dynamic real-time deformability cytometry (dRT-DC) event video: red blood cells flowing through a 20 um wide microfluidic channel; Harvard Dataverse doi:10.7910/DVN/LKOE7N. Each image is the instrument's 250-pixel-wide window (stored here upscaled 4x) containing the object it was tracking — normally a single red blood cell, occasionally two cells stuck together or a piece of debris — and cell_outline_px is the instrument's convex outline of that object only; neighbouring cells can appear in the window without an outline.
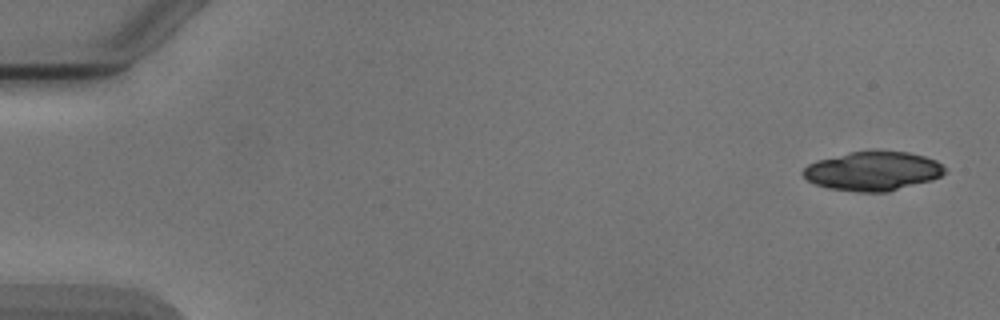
{"species": "Egyptian fruit bat (a non-hibernating species)", "species_latin": "Rousettus aegyptiacus", "temperature_condition": "cold", "stored_images_in_passage": 51, "camera_frame_rate_fps": 3000, "um_per_image_px": 0.085, "animal": {"sex": "male"}, "frame": {"image": 1, "passage_image": 1, "time_ms": 0.0, "image_size_px": [1000, 320], "cell_outline_px": [[948, 172], [932, 180], [888, 192], [856, 192], [828, 188], [816, 184], [808, 180], [800, 172], [808, 164], [816, 160], [848, 152], [908, 152], [924, 156], [936, 160], [948, 168]], "centroid_in_image_um": [74.21, 14.55], "position_along_channel_um": 10.8, "area_um2": 32.37}}